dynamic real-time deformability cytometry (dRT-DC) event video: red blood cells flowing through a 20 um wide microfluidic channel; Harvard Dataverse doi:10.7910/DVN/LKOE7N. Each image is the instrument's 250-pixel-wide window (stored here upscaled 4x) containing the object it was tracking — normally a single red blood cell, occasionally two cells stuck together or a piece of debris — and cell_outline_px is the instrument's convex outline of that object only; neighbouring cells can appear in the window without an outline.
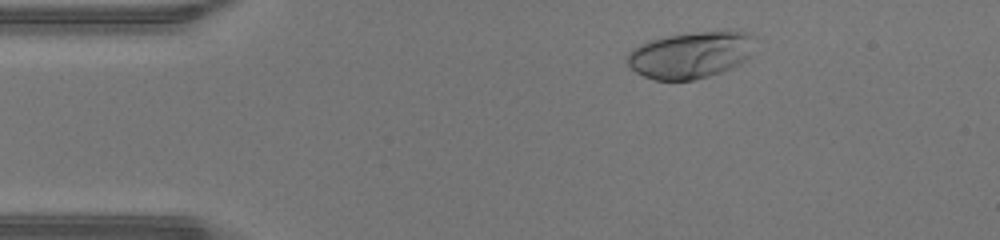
{"species": "human", "species_latin": "Homo sapiens", "temperature_condition": "warm", "stored_images_in_passage": 44, "camera_frame_rate_fps": 3000, "um_per_image_px": 0.085, "donor": {"sex": "male"}, "frame": {"image": 1, "passage_image": 5, "time_ms": 1.333, "image_size_px": [1000, 240], "cell_outline_px": [[760, 36], [748, 60], [732, 68], [708, 76], [692, 80], [656, 80], [644, 76], [636, 72], [628, 64], [628, 52], [632, 48], [648, 40], [668, 36], [696, 32], [728, 28], [752, 32]], "centroid_in_image_um": [58.85, 4.61], "position_along_channel_um": 26.2, "area_um2": 35.84}}
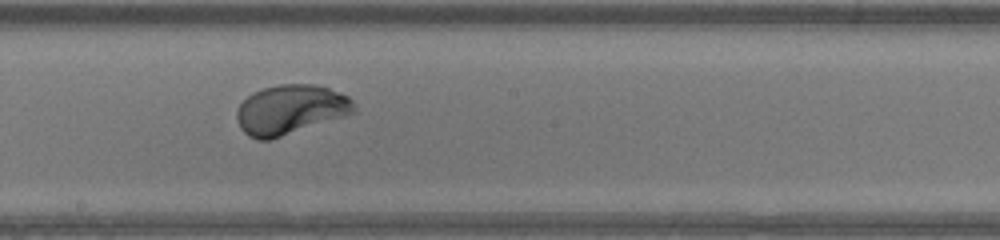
{"frame": {"image": 2, "passage_image": 23, "time_ms": 7.333, "image_size_px": [1000, 240], "cell_outline_px": [[356, 112], [272, 140], [256, 140], [248, 136], [240, 128], [236, 116], [236, 108], [252, 92], [264, 88], [280, 84], [316, 84], [328, 88], [348, 96], [356, 104]], "centroid_in_image_um": [24.68, 9.33], "position_along_channel_um": 223.5, "area_um2": 34.1}}
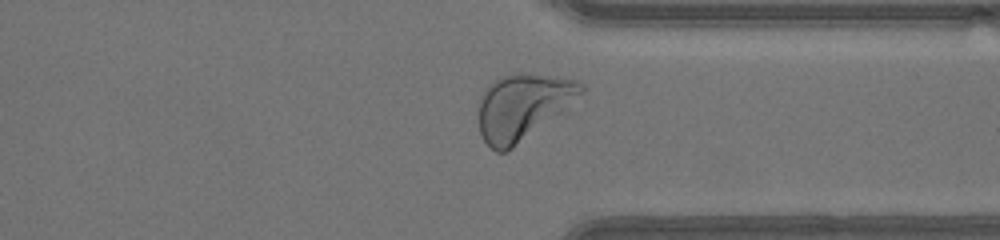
{"frame": {"image": 3, "passage_image": 33, "time_ms": 10.667, "image_size_px": [1000, 240], "cell_outline_px": [[584, 92], [568, 112], [508, 152], [496, 152], [484, 140], [480, 132], [480, 96], [488, 84], [504, 76], [520, 72], [580, 80], [584, 84]], "centroid_in_image_um": [44.54, 9.1], "position_along_channel_um": 366.9, "area_um2": 40.46}, "authors_computed_cell_mechanics": {"area_um2": 34.2176, "velocity_mm_per_s": 4.3484, "shape_relaxation_time_tau1_ms": 1.8739, "shape_relaxation_time_tau2_ms": null, "deformation_change_tau1": 0.175, "deformation_change_tau2": null}}